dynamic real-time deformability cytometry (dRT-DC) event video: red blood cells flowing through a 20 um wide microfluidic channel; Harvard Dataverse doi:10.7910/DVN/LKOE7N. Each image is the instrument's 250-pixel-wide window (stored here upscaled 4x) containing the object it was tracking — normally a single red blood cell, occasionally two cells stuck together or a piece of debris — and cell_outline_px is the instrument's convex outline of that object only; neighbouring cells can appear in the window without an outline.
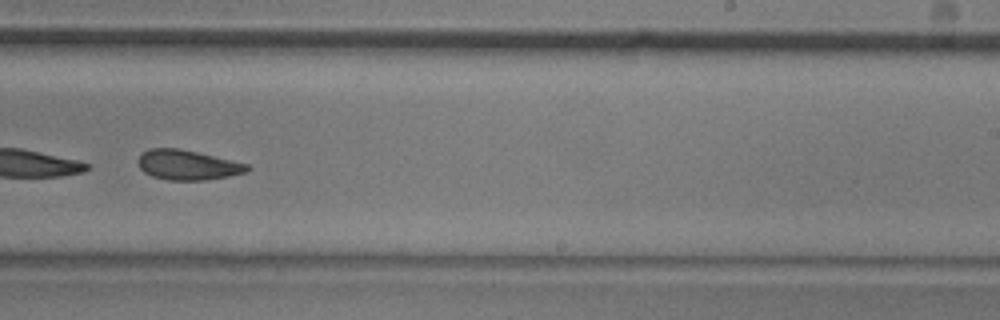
{"species": "common noctule bat (a hibernating species)", "species_latin": "Nyctalus noctula", "temperature_condition": "room temperature", "stored_images_in_passage": 38, "camera_frame_rate_fps": 3000, "um_per_image_px": 0.085, "animal": {"sex": "male", "body_mass_g": 20.5, "forearm_length_mm": 52.5}, "frame": {"image": 1, "passage_image": 22, "time_ms": 7.0, "image_size_px": [1000, 320], "cell_outline_px": [[252, 168], [248, 172], [228, 176], [204, 180], [168, 180], [152, 176], [144, 172], [140, 168], [136, 160], [144, 152], [152, 148], [176, 148], [196, 152], [248, 164]], "centroid_in_image_um": [15.95, 14.03], "position_along_channel_um": 273.1, "area_um2": 18.84}, "authors_computed_cell_mechanics": {"area_um2": 19.6809, "velocity_mm_per_s": 3.5432, "shape_relaxation_time_tau1_ms": 6.0929, "shape_relaxation_time_tau2_ms": 4.0769, "deformation_change_tau1": 0.1351, "deformation_change_tau2": 0.1035}}